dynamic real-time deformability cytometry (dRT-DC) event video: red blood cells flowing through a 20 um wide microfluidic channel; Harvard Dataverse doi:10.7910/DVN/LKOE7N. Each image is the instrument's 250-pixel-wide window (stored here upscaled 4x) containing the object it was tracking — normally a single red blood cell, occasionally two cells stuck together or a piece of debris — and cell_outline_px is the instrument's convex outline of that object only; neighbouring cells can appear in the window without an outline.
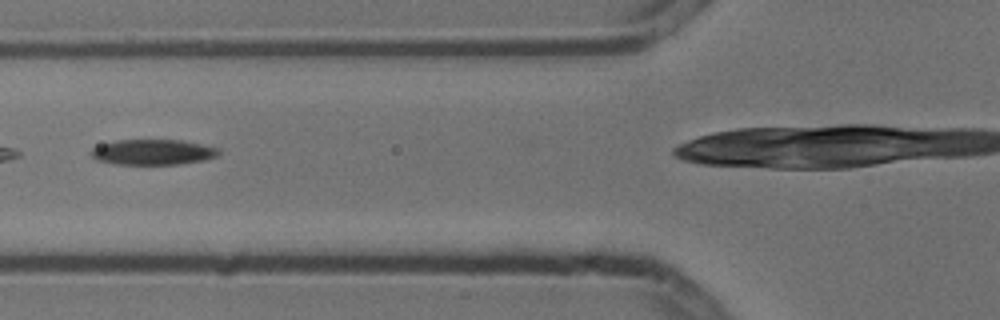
{"species": "common noctule bat (a hibernating species)", "species_latin": "Nyctalus noctula", "temperature_condition": "cold", "stored_images_in_passage": 3, "camera_frame_rate_fps": 3000, "um_per_image_px": 0.085, "animal": {"sex": "male", "body_mass_g": 13.3}, "frame": {"image": 1, "passage_image": 2, "time_ms": 0.333, "image_size_px": [1000, 320], "cell_outline_px": [[220, 152], [216, 156], [204, 160], [180, 164], [116, 164], [96, 160], [92, 156], [92, 148], [116, 140], [184, 140], [216, 148]], "centroid_in_image_um": [12.99, 12.93], "position_along_channel_um": 112.8, "area_um2": 18.67}}